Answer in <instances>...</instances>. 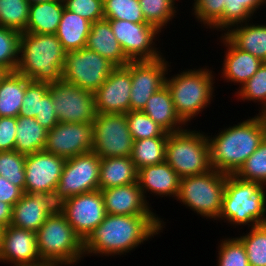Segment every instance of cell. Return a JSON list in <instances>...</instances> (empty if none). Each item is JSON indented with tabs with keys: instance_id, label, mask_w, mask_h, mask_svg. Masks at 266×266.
<instances>
[{
	"instance_id": "obj_42",
	"label": "cell",
	"mask_w": 266,
	"mask_h": 266,
	"mask_svg": "<svg viewBox=\"0 0 266 266\" xmlns=\"http://www.w3.org/2000/svg\"><path fill=\"white\" fill-rule=\"evenodd\" d=\"M216 257L217 266H250L246 249L237 237L220 239Z\"/></svg>"
},
{
	"instance_id": "obj_38",
	"label": "cell",
	"mask_w": 266,
	"mask_h": 266,
	"mask_svg": "<svg viewBox=\"0 0 266 266\" xmlns=\"http://www.w3.org/2000/svg\"><path fill=\"white\" fill-rule=\"evenodd\" d=\"M21 32L0 26V66L14 72L19 63Z\"/></svg>"
},
{
	"instance_id": "obj_14",
	"label": "cell",
	"mask_w": 266,
	"mask_h": 266,
	"mask_svg": "<svg viewBox=\"0 0 266 266\" xmlns=\"http://www.w3.org/2000/svg\"><path fill=\"white\" fill-rule=\"evenodd\" d=\"M58 208L83 241L107 215L100 189L72 196L58 205Z\"/></svg>"
},
{
	"instance_id": "obj_27",
	"label": "cell",
	"mask_w": 266,
	"mask_h": 266,
	"mask_svg": "<svg viewBox=\"0 0 266 266\" xmlns=\"http://www.w3.org/2000/svg\"><path fill=\"white\" fill-rule=\"evenodd\" d=\"M138 170L131 157L101 158L99 189L128 185L137 182Z\"/></svg>"
},
{
	"instance_id": "obj_29",
	"label": "cell",
	"mask_w": 266,
	"mask_h": 266,
	"mask_svg": "<svg viewBox=\"0 0 266 266\" xmlns=\"http://www.w3.org/2000/svg\"><path fill=\"white\" fill-rule=\"evenodd\" d=\"M91 22L64 8L55 35L65 51H75L86 46Z\"/></svg>"
},
{
	"instance_id": "obj_54",
	"label": "cell",
	"mask_w": 266,
	"mask_h": 266,
	"mask_svg": "<svg viewBox=\"0 0 266 266\" xmlns=\"http://www.w3.org/2000/svg\"><path fill=\"white\" fill-rule=\"evenodd\" d=\"M266 121V110L262 113Z\"/></svg>"
},
{
	"instance_id": "obj_40",
	"label": "cell",
	"mask_w": 266,
	"mask_h": 266,
	"mask_svg": "<svg viewBox=\"0 0 266 266\" xmlns=\"http://www.w3.org/2000/svg\"><path fill=\"white\" fill-rule=\"evenodd\" d=\"M104 19L126 20L132 23H147L139 0H103Z\"/></svg>"
},
{
	"instance_id": "obj_22",
	"label": "cell",
	"mask_w": 266,
	"mask_h": 266,
	"mask_svg": "<svg viewBox=\"0 0 266 266\" xmlns=\"http://www.w3.org/2000/svg\"><path fill=\"white\" fill-rule=\"evenodd\" d=\"M180 177L165 161L156 165L145 166L138 170L137 183L146 201L150 196L156 198H177L180 185ZM149 193V195H148ZM147 197L149 199H147ZM166 197V198H165Z\"/></svg>"
},
{
	"instance_id": "obj_21",
	"label": "cell",
	"mask_w": 266,
	"mask_h": 266,
	"mask_svg": "<svg viewBox=\"0 0 266 266\" xmlns=\"http://www.w3.org/2000/svg\"><path fill=\"white\" fill-rule=\"evenodd\" d=\"M58 206L44 193H26L12 207L10 225L37 232Z\"/></svg>"
},
{
	"instance_id": "obj_46",
	"label": "cell",
	"mask_w": 266,
	"mask_h": 266,
	"mask_svg": "<svg viewBox=\"0 0 266 266\" xmlns=\"http://www.w3.org/2000/svg\"><path fill=\"white\" fill-rule=\"evenodd\" d=\"M65 9L91 23L104 19L103 0H63Z\"/></svg>"
},
{
	"instance_id": "obj_11",
	"label": "cell",
	"mask_w": 266,
	"mask_h": 266,
	"mask_svg": "<svg viewBox=\"0 0 266 266\" xmlns=\"http://www.w3.org/2000/svg\"><path fill=\"white\" fill-rule=\"evenodd\" d=\"M106 20L109 21L117 41L130 61L155 60L164 55L157 45L161 41L159 37L162 32L154 25L118 19Z\"/></svg>"
},
{
	"instance_id": "obj_34",
	"label": "cell",
	"mask_w": 266,
	"mask_h": 266,
	"mask_svg": "<svg viewBox=\"0 0 266 266\" xmlns=\"http://www.w3.org/2000/svg\"><path fill=\"white\" fill-rule=\"evenodd\" d=\"M167 138L153 137L134 141L131 160L137 170L165 162Z\"/></svg>"
},
{
	"instance_id": "obj_50",
	"label": "cell",
	"mask_w": 266,
	"mask_h": 266,
	"mask_svg": "<svg viewBox=\"0 0 266 266\" xmlns=\"http://www.w3.org/2000/svg\"><path fill=\"white\" fill-rule=\"evenodd\" d=\"M12 221V206L0 201V228L7 227Z\"/></svg>"
},
{
	"instance_id": "obj_53",
	"label": "cell",
	"mask_w": 266,
	"mask_h": 266,
	"mask_svg": "<svg viewBox=\"0 0 266 266\" xmlns=\"http://www.w3.org/2000/svg\"><path fill=\"white\" fill-rule=\"evenodd\" d=\"M30 5L35 3H43V2H49L53 0H26Z\"/></svg>"
},
{
	"instance_id": "obj_7",
	"label": "cell",
	"mask_w": 266,
	"mask_h": 266,
	"mask_svg": "<svg viewBox=\"0 0 266 266\" xmlns=\"http://www.w3.org/2000/svg\"><path fill=\"white\" fill-rule=\"evenodd\" d=\"M165 161L180 178L212 169L207 132L190 129L168 133Z\"/></svg>"
},
{
	"instance_id": "obj_45",
	"label": "cell",
	"mask_w": 266,
	"mask_h": 266,
	"mask_svg": "<svg viewBox=\"0 0 266 266\" xmlns=\"http://www.w3.org/2000/svg\"><path fill=\"white\" fill-rule=\"evenodd\" d=\"M50 83L34 82L26 84L25 95L19 115L35 118L40 115L41 98L49 91Z\"/></svg>"
},
{
	"instance_id": "obj_25",
	"label": "cell",
	"mask_w": 266,
	"mask_h": 266,
	"mask_svg": "<svg viewBox=\"0 0 266 266\" xmlns=\"http://www.w3.org/2000/svg\"><path fill=\"white\" fill-rule=\"evenodd\" d=\"M142 112L167 133H176L188 127L177 115L171 93L166 84L149 97Z\"/></svg>"
},
{
	"instance_id": "obj_24",
	"label": "cell",
	"mask_w": 266,
	"mask_h": 266,
	"mask_svg": "<svg viewBox=\"0 0 266 266\" xmlns=\"http://www.w3.org/2000/svg\"><path fill=\"white\" fill-rule=\"evenodd\" d=\"M85 48L100 54L115 66H125L130 62L106 19L91 23Z\"/></svg>"
},
{
	"instance_id": "obj_37",
	"label": "cell",
	"mask_w": 266,
	"mask_h": 266,
	"mask_svg": "<svg viewBox=\"0 0 266 266\" xmlns=\"http://www.w3.org/2000/svg\"><path fill=\"white\" fill-rule=\"evenodd\" d=\"M29 8L26 0H0V26L25 32Z\"/></svg>"
},
{
	"instance_id": "obj_9",
	"label": "cell",
	"mask_w": 266,
	"mask_h": 266,
	"mask_svg": "<svg viewBox=\"0 0 266 266\" xmlns=\"http://www.w3.org/2000/svg\"><path fill=\"white\" fill-rule=\"evenodd\" d=\"M100 164L101 157L93 151L66 159L54 203L58 206L72 196L98 190Z\"/></svg>"
},
{
	"instance_id": "obj_2",
	"label": "cell",
	"mask_w": 266,
	"mask_h": 266,
	"mask_svg": "<svg viewBox=\"0 0 266 266\" xmlns=\"http://www.w3.org/2000/svg\"><path fill=\"white\" fill-rule=\"evenodd\" d=\"M223 126L217 134L207 133L210 163L216 171L230 175L239 170L266 138V121L263 114L256 113L237 124Z\"/></svg>"
},
{
	"instance_id": "obj_41",
	"label": "cell",
	"mask_w": 266,
	"mask_h": 266,
	"mask_svg": "<svg viewBox=\"0 0 266 266\" xmlns=\"http://www.w3.org/2000/svg\"><path fill=\"white\" fill-rule=\"evenodd\" d=\"M125 115L134 141L144 138L168 137V133L144 112L129 111Z\"/></svg>"
},
{
	"instance_id": "obj_17",
	"label": "cell",
	"mask_w": 266,
	"mask_h": 266,
	"mask_svg": "<svg viewBox=\"0 0 266 266\" xmlns=\"http://www.w3.org/2000/svg\"><path fill=\"white\" fill-rule=\"evenodd\" d=\"M66 159L44 150L27 154L25 161L26 193L54 196Z\"/></svg>"
},
{
	"instance_id": "obj_49",
	"label": "cell",
	"mask_w": 266,
	"mask_h": 266,
	"mask_svg": "<svg viewBox=\"0 0 266 266\" xmlns=\"http://www.w3.org/2000/svg\"><path fill=\"white\" fill-rule=\"evenodd\" d=\"M24 191L0 175V201L12 207L23 196Z\"/></svg>"
},
{
	"instance_id": "obj_51",
	"label": "cell",
	"mask_w": 266,
	"mask_h": 266,
	"mask_svg": "<svg viewBox=\"0 0 266 266\" xmlns=\"http://www.w3.org/2000/svg\"><path fill=\"white\" fill-rule=\"evenodd\" d=\"M25 266H57V264L48 261H41L40 263L37 264L25 265Z\"/></svg>"
},
{
	"instance_id": "obj_4",
	"label": "cell",
	"mask_w": 266,
	"mask_h": 266,
	"mask_svg": "<svg viewBox=\"0 0 266 266\" xmlns=\"http://www.w3.org/2000/svg\"><path fill=\"white\" fill-rule=\"evenodd\" d=\"M65 54L55 34L22 32L16 72L34 82L61 81Z\"/></svg>"
},
{
	"instance_id": "obj_3",
	"label": "cell",
	"mask_w": 266,
	"mask_h": 266,
	"mask_svg": "<svg viewBox=\"0 0 266 266\" xmlns=\"http://www.w3.org/2000/svg\"><path fill=\"white\" fill-rule=\"evenodd\" d=\"M171 66L173 65L168 69L165 84L171 93L177 115L188 126L212 104V101L214 102V83L217 75L213 71V66L211 69L205 65L179 70L170 76Z\"/></svg>"
},
{
	"instance_id": "obj_8",
	"label": "cell",
	"mask_w": 266,
	"mask_h": 266,
	"mask_svg": "<svg viewBox=\"0 0 266 266\" xmlns=\"http://www.w3.org/2000/svg\"><path fill=\"white\" fill-rule=\"evenodd\" d=\"M227 174L214 168L203 174L180 179L176 201L206 220L218 219L222 209Z\"/></svg>"
},
{
	"instance_id": "obj_44",
	"label": "cell",
	"mask_w": 266,
	"mask_h": 266,
	"mask_svg": "<svg viewBox=\"0 0 266 266\" xmlns=\"http://www.w3.org/2000/svg\"><path fill=\"white\" fill-rule=\"evenodd\" d=\"M194 1V2H193ZM191 16L197 23L210 29L224 13L225 0H192Z\"/></svg>"
},
{
	"instance_id": "obj_20",
	"label": "cell",
	"mask_w": 266,
	"mask_h": 266,
	"mask_svg": "<svg viewBox=\"0 0 266 266\" xmlns=\"http://www.w3.org/2000/svg\"><path fill=\"white\" fill-rule=\"evenodd\" d=\"M219 39L221 45L224 46V57L220 78L223 82H230L232 85H239L238 89L246 83L263 64L259 58L254 57L249 52H245L237 48L224 34H220ZM223 44V45H222Z\"/></svg>"
},
{
	"instance_id": "obj_10",
	"label": "cell",
	"mask_w": 266,
	"mask_h": 266,
	"mask_svg": "<svg viewBox=\"0 0 266 266\" xmlns=\"http://www.w3.org/2000/svg\"><path fill=\"white\" fill-rule=\"evenodd\" d=\"M116 66L87 48L66 51L62 80L94 93Z\"/></svg>"
},
{
	"instance_id": "obj_33",
	"label": "cell",
	"mask_w": 266,
	"mask_h": 266,
	"mask_svg": "<svg viewBox=\"0 0 266 266\" xmlns=\"http://www.w3.org/2000/svg\"><path fill=\"white\" fill-rule=\"evenodd\" d=\"M176 0H139L145 21L154 25L162 34L170 28V22L178 17L180 7ZM165 29V30H164Z\"/></svg>"
},
{
	"instance_id": "obj_1",
	"label": "cell",
	"mask_w": 266,
	"mask_h": 266,
	"mask_svg": "<svg viewBox=\"0 0 266 266\" xmlns=\"http://www.w3.org/2000/svg\"><path fill=\"white\" fill-rule=\"evenodd\" d=\"M159 215H111L83 241L85 258L124 257L154 237L161 236L166 223ZM157 235V236H156Z\"/></svg>"
},
{
	"instance_id": "obj_36",
	"label": "cell",
	"mask_w": 266,
	"mask_h": 266,
	"mask_svg": "<svg viewBox=\"0 0 266 266\" xmlns=\"http://www.w3.org/2000/svg\"><path fill=\"white\" fill-rule=\"evenodd\" d=\"M246 232V233H245ZM236 236L244 245L250 266H266V223Z\"/></svg>"
},
{
	"instance_id": "obj_15",
	"label": "cell",
	"mask_w": 266,
	"mask_h": 266,
	"mask_svg": "<svg viewBox=\"0 0 266 266\" xmlns=\"http://www.w3.org/2000/svg\"><path fill=\"white\" fill-rule=\"evenodd\" d=\"M171 63L164 55L155 60L130 61V111H142L149 97L165 85Z\"/></svg>"
},
{
	"instance_id": "obj_16",
	"label": "cell",
	"mask_w": 266,
	"mask_h": 266,
	"mask_svg": "<svg viewBox=\"0 0 266 266\" xmlns=\"http://www.w3.org/2000/svg\"><path fill=\"white\" fill-rule=\"evenodd\" d=\"M93 123L58 122L48 130L44 151L65 159L93 150Z\"/></svg>"
},
{
	"instance_id": "obj_6",
	"label": "cell",
	"mask_w": 266,
	"mask_h": 266,
	"mask_svg": "<svg viewBox=\"0 0 266 266\" xmlns=\"http://www.w3.org/2000/svg\"><path fill=\"white\" fill-rule=\"evenodd\" d=\"M36 239L42 261L66 266H76L84 261L83 240L58 207L36 232Z\"/></svg>"
},
{
	"instance_id": "obj_35",
	"label": "cell",
	"mask_w": 266,
	"mask_h": 266,
	"mask_svg": "<svg viewBox=\"0 0 266 266\" xmlns=\"http://www.w3.org/2000/svg\"><path fill=\"white\" fill-rule=\"evenodd\" d=\"M234 97L238 102H249L258 104V113H263L266 110V62L259 67L256 73L239 89L235 88ZM261 111V112H260Z\"/></svg>"
},
{
	"instance_id": "obj_48",
	"label": "cell",
	"mask_w": 266,
	"mask_h": 266,
	"mask_svg": "<svg viewBox=\"0 0 266 266\" xmlns=\"http://www.w3.org/2000/svg\"><path fill=\"white\" fill-rule=\"evenodd\" d=\"M35 118L47 130H51L59 122L53 105V98L49 91L41 98L40 115Z\"/></svg>"
},
{
	"instance_id": "obj_13",
	"label": "cell",
	"mask_w": 266,
	"mask_h": 266,
	"mask_svg": "<svg viewBox=\"0 0 266 266\" xmlns=\"http://www.w3.org/2000/svg\"><path fill=\"white\" fill-rule=\"evenodd\" d=\"M49 92L59 122L86 123L96 118L93 93L63 80L50 83Z\"/></svg>"
},
{
	"instance_id": "obj_5",
	"label": "cell",
	"mask_w": 266,
	"mask_h": 266,
	"mask_svg": "<svg viewBox=\"0 0 266 266\" xmlns=\"http://www.w3.org/2000/svg\"><path fill=\"white\" fill-rule=\"evenodd\" d=\"M220 221V222H219ZM218 223H228L234 229L266 223V185L227 175Z\"/></svg>"
},
{
	"instance_id": "obj_30",
	"label": "cell",
	"mask_w": 266,
	"mask_h": 266,
	"mask_svg": "<svg viewBox=\"0 0 266 266\" xmlns=\"http://www.w3.org/2000/svg\"><path fill=\"white\" fill-rule=\"evenodd\" d=\"M30 81L24 75L8 72L0 82V117H17L20 113L26 84Z\"/></svg>"
},
{
	"instance_id": "obj_32",
	"label": "cell",
	"mask_w": 266,
	"mask_h": 266,
	"mask_svg": "<svg viewBox=\"0 0 266 266\" xmlns=\"http://www.w3.org/2000/svg\"><path fill=\"white\" fill-rule=\"evenodd\" d=\"M47 133L36 118L18 115L15 150L25 155L44 150Z\"/></svg>"
},
{
	"instance_id": "obj_28",
	"label": "cell",
	"mask_w": 266,
	"mask_h": 266,
	"mask_svg": "<svg viewBox=\"0 0 266 266\" xmlns=\"http://www.w3.org/2000/svg\"><path fill=\"white\" fill-rule=\"evenodd\" d=\"M64 8L63 0L31 4L25 32L55 34Z\"/></svg>"
},
{
	"instance_id": "obj_31",
	"label": "cell",
	"mask_w": 266,
	"mask_h": 266,
	"mask_svg": "<svg viewBox=\"0 0 266 266\" xmlns=\"http://www.w3.org/2000/svg\"><path fill=\"white\" fill-rule=\"evenodd\" d=\"M266 7V0H225L223 16L210 28L225 33L231 26L257 18V11Z\"/></svg>"
},
{
	"instance_id": "obj_19",
	"label": "cell",
	"mask_w": 266,
	"mask_h": 266,
	"mask_svg": "<svg viewBox=\"0 0 266 266\" xmlns=\"http://www.w3.org/2000/svg\"><path fill=\"white\" fill-rule=\"evenodd\" d=\"M36 232L8 225L0 231V264L25 266L40 263Z\"/></svg>"
},
{
	"instance_id": "obj_12",
	"label": "cell",
	"mask_w": 266,
	"mask_h": 266,
	"mask_svg": "<svg viewBox=\"0 0 266 266\" xmlns=\"http://www.w3.org/2000/svg\"><path fill=\"white\" fill-rule=\"evenodd\" d=\"M93 133L92 151L101 158L131 157L134 140L124 113L97 114Z\"/></svg>"
},
{
	"instance_id": "obj_39",
	"label": "cell",
	"mask_w": 266,
	"mask_h": 266,
	"mask_svg": "<svg viewBox=\"0 0 266 266\" xmlns=\"http://www.w3.org/2000/svg\"><path fill=\"white\" fill-rule=\"evenodd\" d=\"M26 155L16 150L0 152V175L13 185L25 188Z\"/></svg>"
},
{
	"instance_id": "obj_47",
	"label": "cell",
	"mask_w": 266,
	"mask_h": 266,
	"mask_svg": "<svg viewBox=\"0 0 266 266\" xmlns=\"http://www.w3.org/2000/svg\"><path fill=\"white\" fill-rule=\"evenodd\" d=\"M17 117H0V152L15 150Z\"/></svg>"
},
{
	"instance_id": "obj_43",
	"label": "cell",
	"mask_w": 266,
	"mask_h": 266,
	"mask_svg": "<svg viewBox=\"0 0 266 266\" xmlns=\"http://www.w3.org/2000/svg\"><path fill=\"white\" fill-rule=\"evenodd\" d=\"M234 175L243 180L266 185V138Z\"/></svg>"
},
{
	"instance_id": "obj_23",
	"label": "cell",
	"mask_w": 266,
	"mask_h": 266,
	"mask_svg": "<svg viewBox=\"0 0 266 266\" xmlns=\"http://www.w3.org/2000/svg\"><path fill=\"white\" fill-rule=\"evenodd\" d=\"M107 214L111 215H158L143 196L139 184L101 190Z\"/></svg>"
},
{
	"instance_id": "obj_52",
	"label": "cell",
	"mask_w": 266,
	"mask_h": 266,
	"mask_svg": "<svg viewBox=\"0 0 266 266\" xmlns=\"http://www.w3.org/2000/svg\"><path fill=\"white\" fill-rule=\"evenodd\" d=\"M8 71L0 66V82L7 75Z\"/></svg>"
},
{
	"instance_id": "obj_26",
	"label": "cell",
	"mask_w": 266,
	"mask_h": 266,
	"mask_svg": "<svg viewBox=\"0 0 266 266\" xmlns=\"http://www.w3.org/2000/svg\"><path fill=\"white\" fill-rule=\"evenodd\" d=\"M254 23L252 19L233 25L223 34L237 48L266 62V23Z\"/></svg>"
},
{
	"instance_id": "obj_18",
	"label": "cell",
	"mask_w": 266,
	"mask_h": 266,
	"mask_svg": "<svg viewBox=\"0 0 266 266\" xmlns=\"http://www.w3.org/2000/svg\"><path fill=\"white\" fill-rule=\"evenodd\" d=\"M131 86L130 62L125 66H116L93 93L96 113H128Z\"/></svg>"
}]
</instances>
